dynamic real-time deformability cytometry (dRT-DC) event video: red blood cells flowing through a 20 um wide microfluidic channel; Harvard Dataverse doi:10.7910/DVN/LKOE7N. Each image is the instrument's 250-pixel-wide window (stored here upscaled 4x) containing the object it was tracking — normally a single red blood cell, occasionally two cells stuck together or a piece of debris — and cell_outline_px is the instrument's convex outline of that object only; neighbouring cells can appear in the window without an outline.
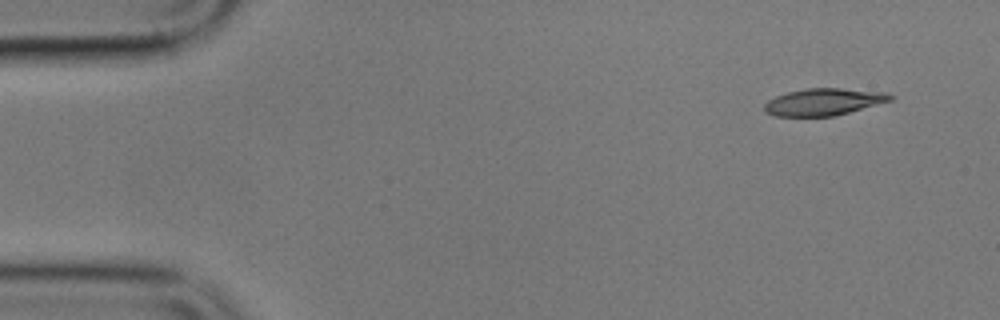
{"species": "common noctule bat (a hibernating species)", "species_latin": "Nyctalus noctula", "temperature_condition": "cold", "stored_images_in_passage": 4, "camera_frame_rate_fps": 3000, "um_per_image_px": 0.085, "animal": {"sex": "male", "body_mass_g": 17.9}, "frame": {"image": 1, "passage_image": 1, "time_ms": 0.0, "image_size_px": [1000, 320], "cell_outline_px": [[896, 96], [892, 100], [848, 112], [832, 116], [776, 116], [764, 112], [764, 104], [768, 100], [776, 96], [788, 92], [808, 88], [840, 88], [888, 92]], "centroid_in_image_um": [70.02, 8.65], "position_along_channel_um": 15.0, "area_um2": 19.77}}